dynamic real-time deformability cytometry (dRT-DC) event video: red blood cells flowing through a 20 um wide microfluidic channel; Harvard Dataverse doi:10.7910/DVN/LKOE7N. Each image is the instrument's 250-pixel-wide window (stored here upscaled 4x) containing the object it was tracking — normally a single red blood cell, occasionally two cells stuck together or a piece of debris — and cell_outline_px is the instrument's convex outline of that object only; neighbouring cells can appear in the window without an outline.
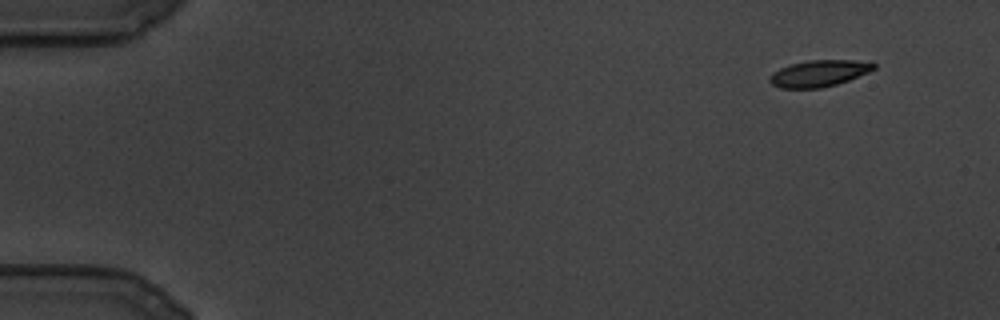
{"species": "common noctule bat (a hibernating species)", "species_latin": "Nyctalus noctula", "temperature_condition": "cold", "stored_images_in_passage": 103, "camera_frame_rate_fps": 3000, "um_per_image_px": 0.085, "animal": {"sex": "male", "body_mass_g": 19.5, "forearm_length_mm": 54.6}, "frame": {"image": 1, "passage_image": 1, "time_ms": 0.0, "image_size_px": [1000, 320], "cell_outline_px": [[876, 68], [868, 72], [848, 80], [836, 84], [820, 88], [780, 88], [772, 84], [768, 80], [772, 72], [780, 68], [792, 64], [808, 60], [872, 60], [876, 64]], "centroid_in_image_um": [69.65, 6.22], "position_along_channel_um": 15.4, "area_um2": 16.18}}
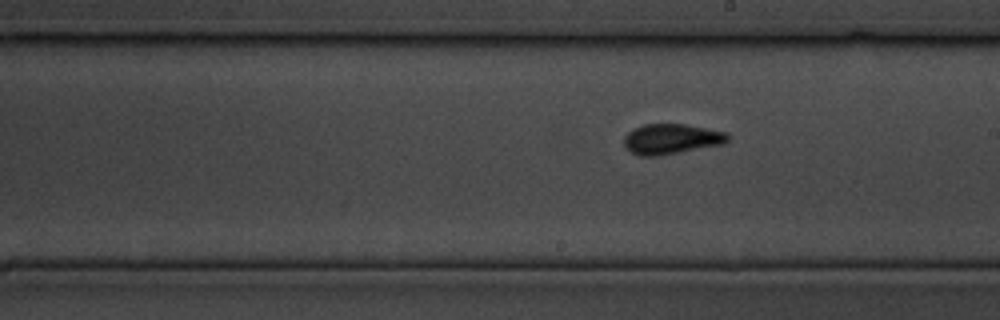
{"frame": {"image": 2, "passage_image": 59, "time_ms": 19.333, "image_size_px": [1000, 320], "cell_outline_px": [[732, 136], [724, 144], [680, 152], [656, 156], [640, 156], [632, 152], [624, 144], [624, 136], [632, 128], [644, 124], [684, 124], [728, 132]], "centroid_in_image_um": [57.1, 11.8], "position_along_channel_um": 231.9, "area_um2": 18.38}}
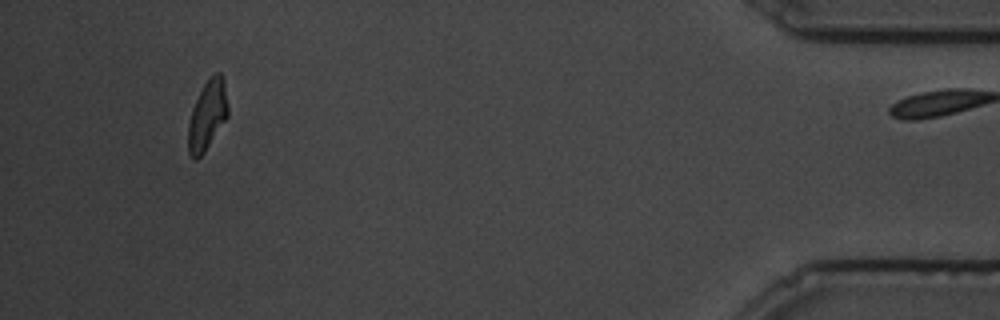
{"frame": {"image": 3, "passage_image": 102, "time_ms": 33.667, "image_size_px": [1000, 320], "cell_outline_px": [[228, 116], [204, 152], [196, 160], [188, 152], [188, 124], [192, 108], [204, 84], [216, 72], [220, 72], [224, 80], [228, 108]], "centroid_in_image_um": [17.62, 9.8], "position_along_channel_um": 417.6, "area_um2": 15.84}}